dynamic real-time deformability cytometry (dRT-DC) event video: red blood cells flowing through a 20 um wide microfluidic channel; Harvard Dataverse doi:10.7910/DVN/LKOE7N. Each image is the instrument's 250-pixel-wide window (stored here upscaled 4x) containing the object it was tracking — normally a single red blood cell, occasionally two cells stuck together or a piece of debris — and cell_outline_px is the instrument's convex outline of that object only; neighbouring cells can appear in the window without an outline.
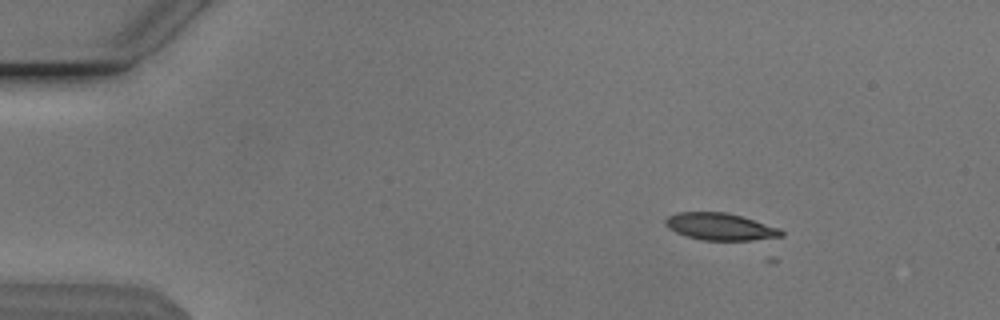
{"species": "Egyptian fruit bat (a non-hibernating species)", "species_latin": "Rousettus aegyptiacus", "temperature_condition": "cold", "stored_images_in_passage": 3, "camera_frame_rate_fps": 3000, "um_per_image_px": 0.085, "animal": {"sex": "male"}, "frame": {"image": 1, "passage_image": 1, "time_ms": 0.0, "image_size_px": [1000, 320], "cell_outline_px": [[784, 236], [776, 240], [700, 240], [676, 232], [668, 228], [664, 224], [664, 220], [668, 216], [676, 212], [724, 212], [740, 216], [780, 228], [784, 232]], "centroid_in_image_um": [61.28, 19.28], "position_along_channel_um": 23.7, "area_um2": 18.55}}